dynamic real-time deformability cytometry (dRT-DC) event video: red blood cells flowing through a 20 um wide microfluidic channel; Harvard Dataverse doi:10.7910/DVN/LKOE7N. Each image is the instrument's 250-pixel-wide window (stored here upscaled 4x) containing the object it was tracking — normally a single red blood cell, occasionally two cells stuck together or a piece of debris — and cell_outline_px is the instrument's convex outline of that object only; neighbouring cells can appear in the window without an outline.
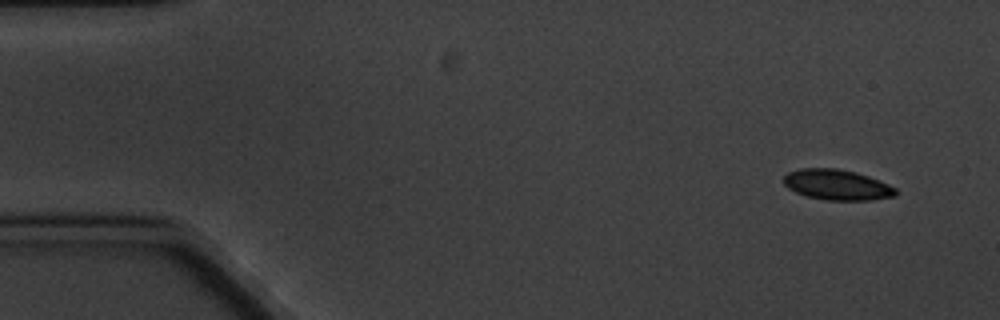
{"species": "common noctule bat (a hibernating species)", "species_latin": "Nyctalus noctula", "temperature_condition": "cold", "stored_images_in_passage": 4, "camera_frame_rate_fps": 3000, "um_per_image_px": 0.085, "animal": {"sex": "male", "body_mass_g": 20.1, "forearm_length_mm": 53.5}, "frame": {"image": 1, "passage_image": 1, "time_ms": 0.0, "image_size_px": [1000, 320], "cell_outline_px": [[896, 196], [872, 200], [828, 200], [808, 196], [796, 192], [788, 188], [784, 184], [784, 176], [788, 172], [800, 168], [836, 168], [856, 172], [880, 180], [896, 188]], "centroid_in_image_um": [71.16, 15.7], "position_along_channel_um": 13.8, "area_um2": 19.88}}